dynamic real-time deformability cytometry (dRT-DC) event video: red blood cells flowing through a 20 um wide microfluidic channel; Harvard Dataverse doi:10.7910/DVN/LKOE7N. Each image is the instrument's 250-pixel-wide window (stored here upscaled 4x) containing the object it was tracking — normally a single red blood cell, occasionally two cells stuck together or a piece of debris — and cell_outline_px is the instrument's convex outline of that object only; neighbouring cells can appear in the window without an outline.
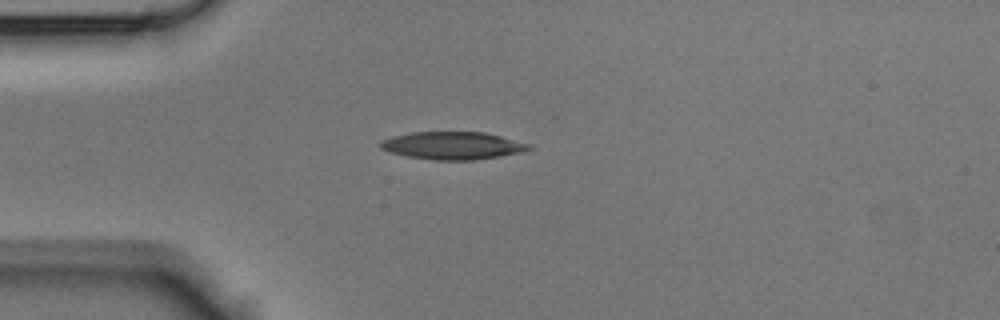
{"species": "Egyptian fruit bat (a non-hibernating species)", "species_latin": "Rousettus aegyptiacus", "temperature_condition": "room temperature", "stored_images_in_passage": 31, "camera_frame_rate_fps": 3000, "um_per_image_px": 0.085, "animal": {"sex": "male"}, "frame": {"image": 1, "passage_image": 1, "time_ms": 0.0, "image_size_px": [1000, 320], "cell_outline_px": [[532, 148], [524, 152], [476, 160], [432, 160], [408, 156], [388, 152], [380, 148], [376, 144], [380, 140], [392, 136], [412, 132], [484, 132], [532, 144]], "centroid_in_image_um": [38.45, 12.37], "position_along_channel_um": 46.5, "area_um2": 24.22}}
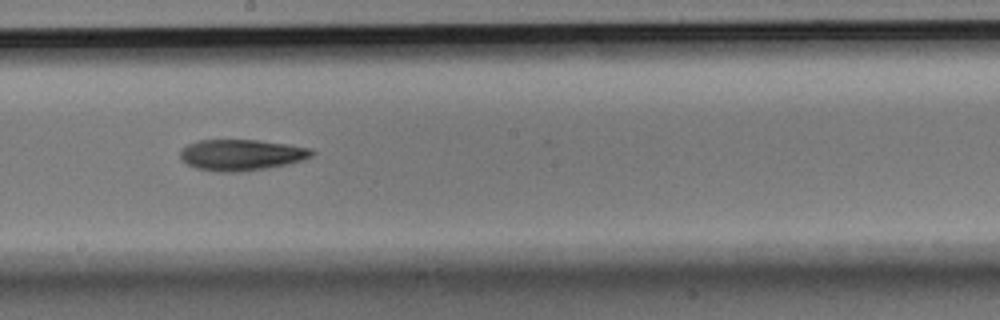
{"frame": {"image": 2, "passage_image": 14, "time_ms": 4.333, "image_size_px": [1000, 320], "cell_outline_px": [[316, 152], [312, 156], [304, 160], [264, 168], [240, 172], [220, 172], [196, 168], [188, 164], [180, 156], [180, 148], [188, 144], [200, 140], [256, 140], [288, 144], [312, 148]], "centroid_in_image_um": [20.53, 13.16], "position_along_channel_um": 227.7, "area_um2": 23.76}}
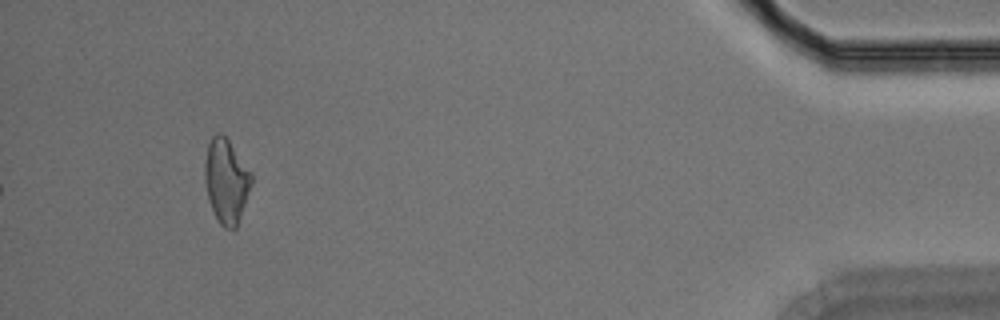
{"frame": {"image": 3, "passage_image": 31, "time_ms": 10.0, "image_size_px": [1000, 320], "cell_outline_px": [[252, 184], [236, 228], [224, 228], [220, 224], [212, 208], [208, 196], [204, 180], [204, 164], [208, 144], [212, 136], [216, 132], [220, 132], [228, 140], [252, 172]], "centroid_in_image_um": [19.23, 15.35], "position_along_channel_um": 416.0, "area_um2": 22.77}}